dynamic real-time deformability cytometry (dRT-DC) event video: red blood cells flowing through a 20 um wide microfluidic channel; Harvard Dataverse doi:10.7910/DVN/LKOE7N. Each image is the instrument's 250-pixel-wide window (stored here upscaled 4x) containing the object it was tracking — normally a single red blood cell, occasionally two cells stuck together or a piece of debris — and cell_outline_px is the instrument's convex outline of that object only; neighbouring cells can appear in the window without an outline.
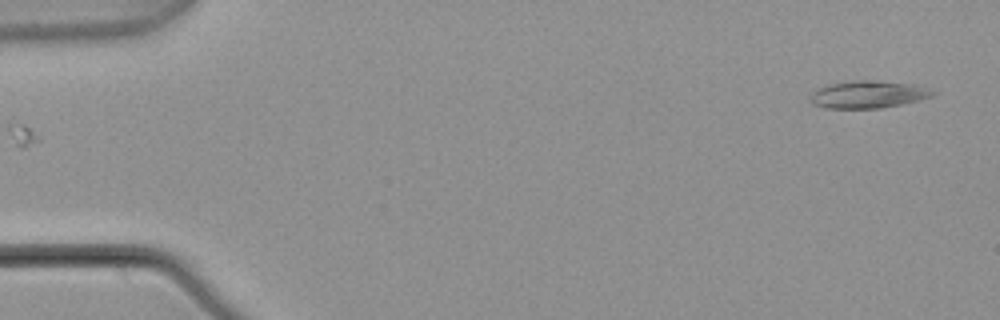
{"species": "common noctule bat (a hibernating species)", "species_latin": "Nyctalus noctula", "temperature_condition": "warm", "stored_images_in_passage": 5, "camera_frame_rate_fps": 3000, "um_per_image_px": 0.085, "animal": {"sex": "male", "body_mass_g": 21.5, "forearm_length_mm": 52.0}, "frame": {"image": 1, "passage_image": 5, "time_ms": 1.333, "image_size_px": [1000, 320], "cell_outline_px": [[936, 92], [932, 96], [900, 104], [880, 108], [824, 108], [812, 104], [808, 100], [812, 92], [816, 88], [828, 84], [852, 80], [876, 80], [912, 84]], "centroid_in_image_um": [73.67, 8.02], "position_along_channel_um": 11.3, "area_um2": 19.48}}